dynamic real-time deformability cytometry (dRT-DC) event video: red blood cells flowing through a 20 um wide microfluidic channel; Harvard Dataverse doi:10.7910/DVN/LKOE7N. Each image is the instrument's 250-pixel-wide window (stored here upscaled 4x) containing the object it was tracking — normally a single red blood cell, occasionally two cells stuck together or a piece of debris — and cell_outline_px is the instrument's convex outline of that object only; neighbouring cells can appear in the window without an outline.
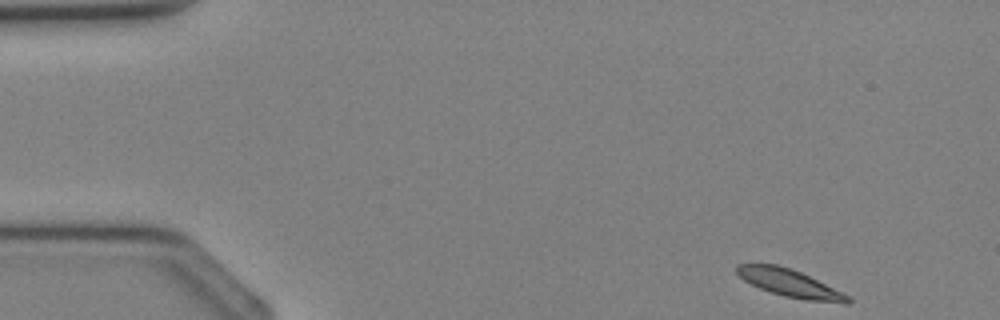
{"species": "Egyptian fruit bat (a non-hibernating species)", "species_latin": "Rousettus aegyptiacus", "temperature_condition": "cold", "stored_images_in_passage": 34, "camera_frame_rate_fps": 3000, "um_per_image_px": 0.085, "animal": {"sex": "female"}, "frame": {"image": 1, "passage_image": 1, "time_ms": 0.0, "image_size_px": [1000, 320], "cell_outline_px": [[852, 300], [848, 304], [844, 304], [804, 300], [784, 296], [760, 288], [744, 280], [736, 272], [736, 264], [776, 264], [792, 268], [848, 296]], "centroid_in_image_um": [67.12, 24.07], "position_along_channel_um": 17.9, "area_um2": 17.51}}
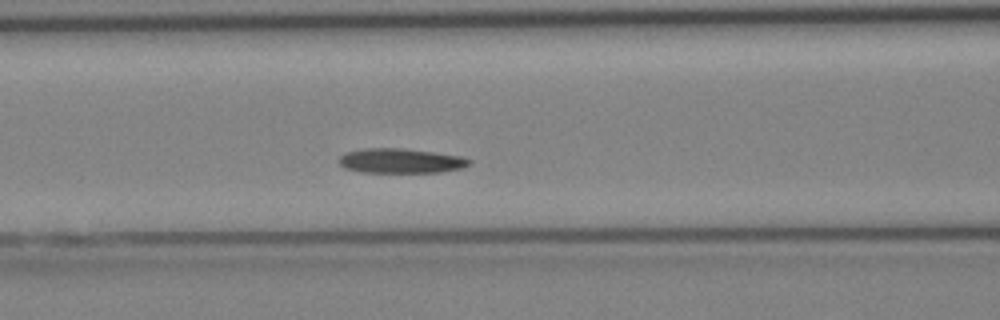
{"frame": {"image": 2, "passage_image": 13, "time_ms": 4.0, "image_size_px": [1000, 320], "cell_outline_px": [[472, 164], [464, 168], [440, 172], [360, 172], [344, 168], [340, 164], [340, 156], [344, 152], [364, 148], [400, 148], [432, 152], [460, 156], [472, 160]], "centroid_in_image_um": [34.07, 13.67], "position_along_channel_um": 132.5, "area_um2": 18.79}}
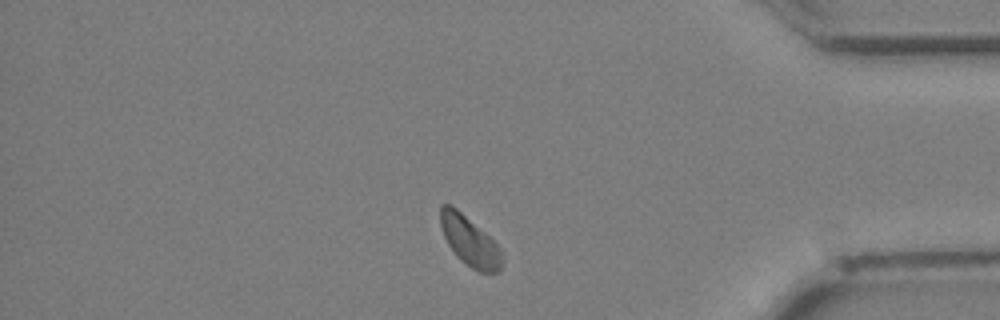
{"frame": {"image": 3, "passage_image": 29, "time_ms": 9.333, "image_size_px": [1000, 320], "cell_outline_px": [[504, 260], [500, 272], [480, 272], [472, 268], [460, 260], [456, 256], [448, 244], [444, 236], [440, 224], [440, 204], [452, 204], [484, 232], [496, 244]], "centroid_in_image_um": [39.9, 20.49], "position_along_channel_um": 395.3, "area_um2": 17.69}}